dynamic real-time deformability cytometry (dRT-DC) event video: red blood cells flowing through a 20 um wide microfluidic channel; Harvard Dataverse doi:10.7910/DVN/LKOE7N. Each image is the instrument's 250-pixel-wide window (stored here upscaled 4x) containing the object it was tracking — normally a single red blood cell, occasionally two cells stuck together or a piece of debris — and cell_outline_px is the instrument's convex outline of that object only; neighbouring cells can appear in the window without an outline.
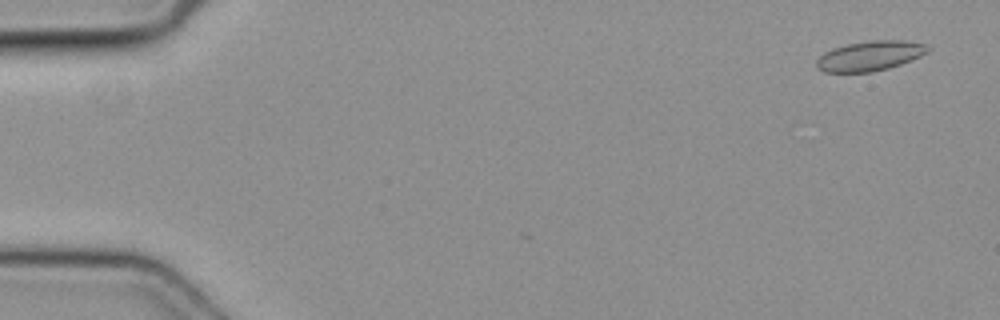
{"species": "common noctule bat (a hibernating species)", "species_latin": "Nyctalus noctula", "temperature_condition": "cold", "stored_images_in_passage": 5, "camera_frame_rate_fps": 3000, "um_per_image_px": 0.085, "animal": {"sex": "female", "body_mass_g": 19.3, "forearm_length_mm": 54.1}, "frame": {"image": 1, "passage_image": 1, "time_ms": 0.0, "image_size_px": [1000, 320], "cell_outline_px": [[928, 52], [912, 60], [888, 68], [872, 72], [824, 72], [816, 68], [816, 60], [824, 52], [832, 48], [848, 44], [868, 40], [904, 40], [924, 44], [928, 48]], "centroid_in_image_um": [73.91, 4.75], "position_along_channel_um": 11.1, "area_um2": 19.36}}